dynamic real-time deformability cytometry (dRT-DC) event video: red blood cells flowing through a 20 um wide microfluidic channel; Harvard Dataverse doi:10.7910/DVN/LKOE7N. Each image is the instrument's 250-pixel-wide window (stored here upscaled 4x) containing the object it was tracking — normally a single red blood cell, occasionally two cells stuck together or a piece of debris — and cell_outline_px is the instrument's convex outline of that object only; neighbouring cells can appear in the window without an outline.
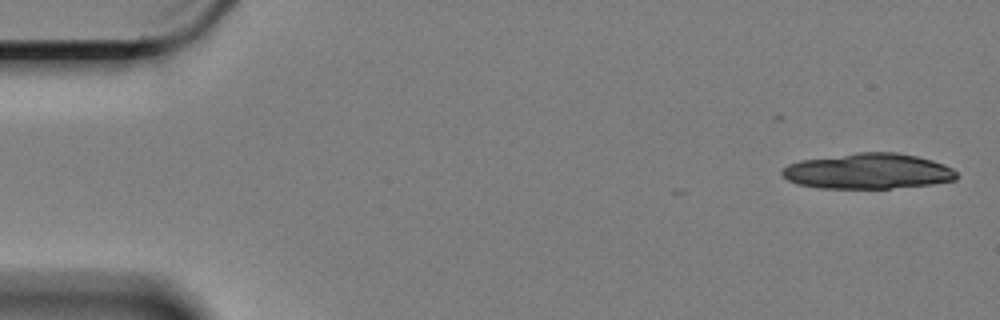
{"species": "Egyptian fruit bat (a non-hibernating species)", "species_latin": "Rousettus aegyptiacus", "temperature_condition": "cold", "stored_images_in_passage": 4, "camera_frame_rate_fps": 3000, "um_per_image_px": 0.085, "animal": {"sex": "female"}, "frame": {"image": 1, "passage_image": 1, "time_ms": 0.0, "image_size_px": [1000, 320], "cell_outline_px": [[960, 176], [956, 180], [932, 184], [888, 188], [816, 188], [796, 184], [788, 180], [780, 172], [788, 164], [800, 160], [860, 152], [896, 152], [916, 156], [932, 160], [944, 164], [952, 168]], "centroid_in_image_um": [73.79, 14.55], "position_along_channel_um": 11.2, "area_um2": 36.18}}